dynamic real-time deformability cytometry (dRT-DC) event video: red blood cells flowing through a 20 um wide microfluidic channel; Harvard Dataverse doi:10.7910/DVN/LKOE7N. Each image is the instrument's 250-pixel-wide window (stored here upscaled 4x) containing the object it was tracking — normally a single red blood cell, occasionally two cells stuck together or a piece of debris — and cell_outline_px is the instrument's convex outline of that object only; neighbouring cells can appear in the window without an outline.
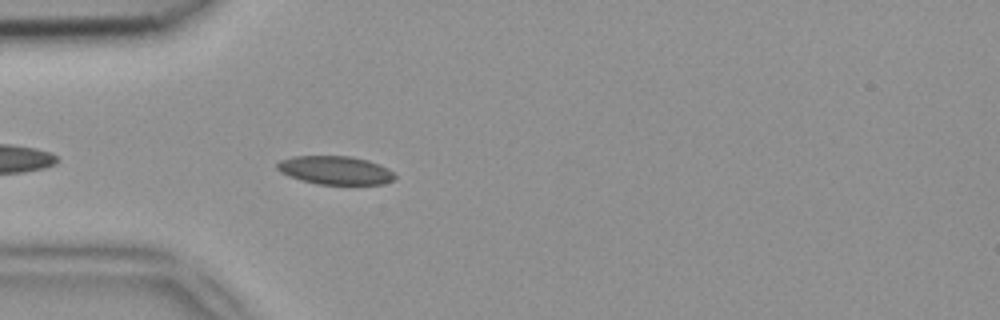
{"species": "common noctule bat (a hibernating species)", "species_latin": "Nyctalus noctula", "temperature_condition": "room temperature", "stored_images_in_passage": 15, "camera_frame_rate_fps": 3000, "um_per_image_px": 0.085, "animal": {"sex": "female", "body_mass_g": 18.4}, "frame": {"image": 1, "passage_image": 3, "time_ms": 0.667, "image_size_px": [1000, 320], "cell_outline_px": [[396, 176], [392, 180], [384, 184], [316, 184], [300, 180], [288, 176], [280, 172], [276, 168], [276, 164], [280, 160], [292, 156], [352, 156], [368, 160], [380, 164], [388, 168]], "centroid_in_image_um": [28.47, 14.46], "position_along_channel_um": 56.5, "area_um2": 19.65}}
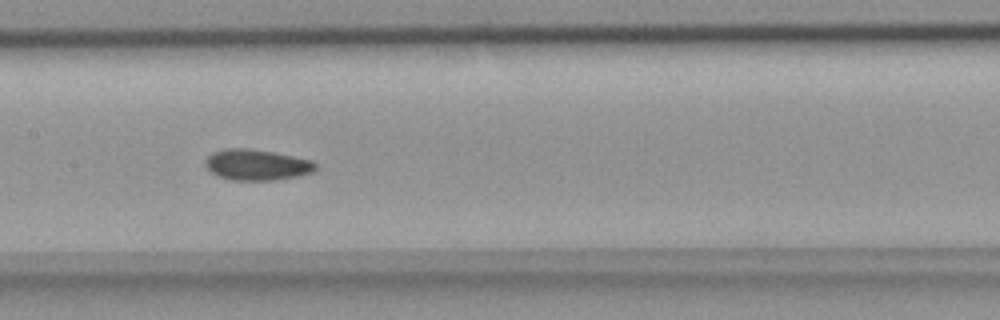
{"frame": {"image": 2, "passage_image": 13, "time_ms": 4.0, "image_size_px": [1000, 320], "cell_outline_px": [[316, 168], [312, 172], [296, 176], [276, 180], [232, 180], [216, 176], [208, 168], [204, 160], [212, 152], [228, 148], [248, 148], [272, 152], [312, 160], [316, 164]], "centroid_in_image_um": [21.8, 14.01], "position_along_channel_um": 185.6, "area_um2": 19.71}}